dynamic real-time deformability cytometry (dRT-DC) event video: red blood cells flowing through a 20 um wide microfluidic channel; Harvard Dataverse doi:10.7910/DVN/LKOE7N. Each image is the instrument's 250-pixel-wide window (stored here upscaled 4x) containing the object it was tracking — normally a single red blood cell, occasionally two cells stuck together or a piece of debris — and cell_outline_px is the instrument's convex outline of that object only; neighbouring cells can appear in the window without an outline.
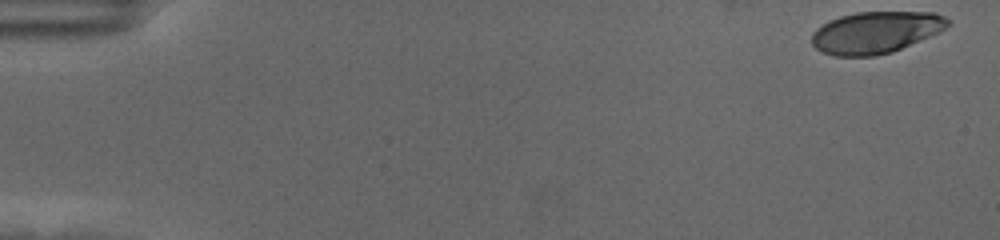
{"species": "human", "species_latin": "Homo sapiens", "temperature_condition": "cold", "stored_images_in_passage": 57, "camera_frame_rate_fps": 3000, "um_per_image_px": 0.085, "donor": {"sex": "female"}, "frame": {"image": 1, "passage_image": 1, "time_ms": 0.0, "image_size_px": [1000, 240], "cell_outline_px": [[952, 24], [948, 28], [940, 32], [892, 52], [876, 56], [836, 56], [824, 52], [816, 48], [812, 44], [812, 32], [816, 28], [840, 16], [856, 12], [936, 12], [944, 16]], "centroid_in_image_um": [74.48, 2.75], "position_along_channel_um": 10.5, "area_um2": 33.18}}
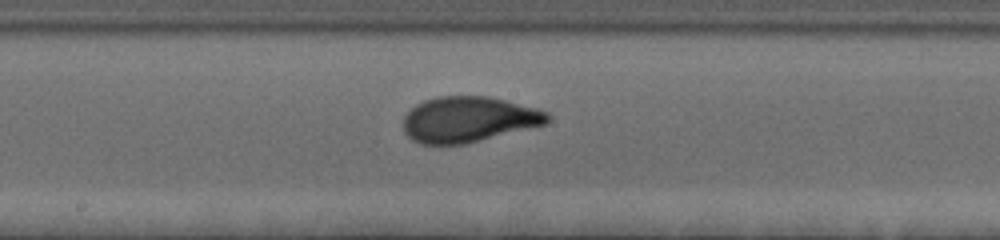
{"frame": {"image": 2, "passage_image": 31, "time_ms": 10.0, "image_size_px": [1000, 240], "cell_outline_px": [[552, 116], [544, 124], [464, 144], [420, 144], [412, 140], [404, 132], [404, 116], [416, 104], [424, 100], [440, 96], [488, 96], [540, 108], [548, 112]], "centroid_in_image_um": [39.83, 10.14], "position_along_channel_um": 208.4, "area_um2": 38.21}}
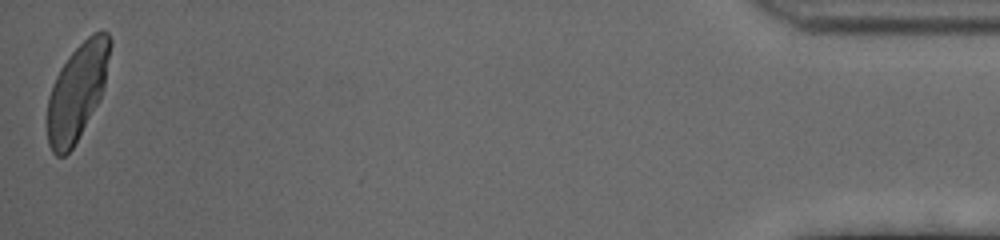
{"frame": {"image": 3, "passage_image": 57, "time_ms": 18.667, "image_size_px": [1000, 240], "cell_outline_px": [[112, 44], [104, 84], [100, 100], [72, 148], [64, 156], [56, 156], [52, 152], [48, 144], [48, 96], [52, 84], [60, 68], [68, 56], [92, 32], [108, 32], [112, 40]], "centroid_in_image_um": [6.57, 7.77], "position_along_channel_um": 428.6, "area_um2": 35.03}, "authors_computed_cell_mechanics": {"area_um2": 36.0094, "velocity_mm_per_s": 3.5177, "shape_relaxation_time_tau1_ms": 3.1695, "shape_relaxation_time_tau2_ms": null, "deformation_change_tau1": 0.1798, "deformation_change_tau2": null}}